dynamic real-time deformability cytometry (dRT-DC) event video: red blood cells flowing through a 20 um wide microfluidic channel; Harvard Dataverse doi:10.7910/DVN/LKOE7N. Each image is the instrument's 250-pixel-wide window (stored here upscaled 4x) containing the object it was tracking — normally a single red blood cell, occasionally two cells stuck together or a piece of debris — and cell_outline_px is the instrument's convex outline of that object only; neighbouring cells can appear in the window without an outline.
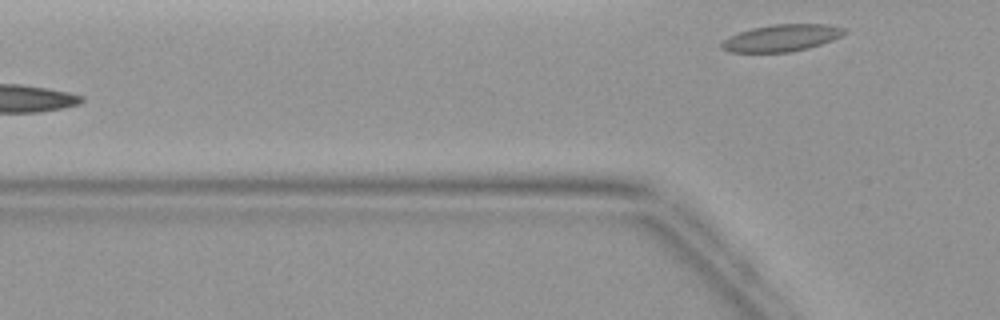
{"species": "common noctule bat (a hibernating species)", "species_latin": "Nyctalus noctula", "temperature_condition": "warm", "stored_images_in_passage": 5, "camera_frame_rate_fps": 3000, "um_per_image_px": 0.085, "animal": {"sex": "female", "body_mass_g": 19.9}, "frame": {"image": 1, "passage_image": 5, "time_ms": 5.333, "image_size_px": [1000, 320], "cell_outline_px": [[848, 32], [832, 40], [808, 48], [788, 52], [728, 52], [720, 48], [720, 44], [728, 36], [752, 28], [772, 24], [828, 24], [848, 28]], "centroid_in_image_um": [66.44, 3.22], "position_along_channel_um": 59.4, "area_um2": 19.36}}